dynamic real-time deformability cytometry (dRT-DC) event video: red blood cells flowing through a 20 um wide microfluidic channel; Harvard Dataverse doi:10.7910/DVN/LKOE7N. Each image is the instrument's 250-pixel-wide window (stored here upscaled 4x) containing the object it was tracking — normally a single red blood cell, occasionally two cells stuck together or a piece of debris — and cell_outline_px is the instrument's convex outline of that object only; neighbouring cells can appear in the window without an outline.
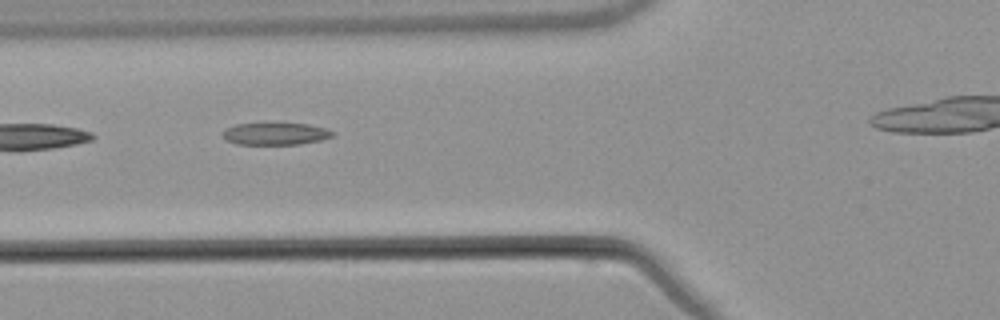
{"species": "common noctule bat (a hibernating species)", "species_latin": "Nyctalus noctula", "temperature_condition": "warm", "stored_images_in_passage": 7, "camera_frame_rate_fps": 3000, "um_per_image_px": 0.085, "animal": {"sex": "male", "body_mass_g": 21.5, "forearm_length_mm": 52.0}, "frame": {"image": 1, "passage_image": 5, "time_ms": 5.0, "image_size_px": [1000, 320], "cell_outline_px": [[332, 136], [320, 140], [300, 144], [236, 144], [224, 140], [220, 132], [236, 124], [308, 124], [324, 128], [332, 132]], "centroid_in_image_um": [23.33, 11.38], "position_along_channel_um": 102.5, "area_um2": 13.93}}
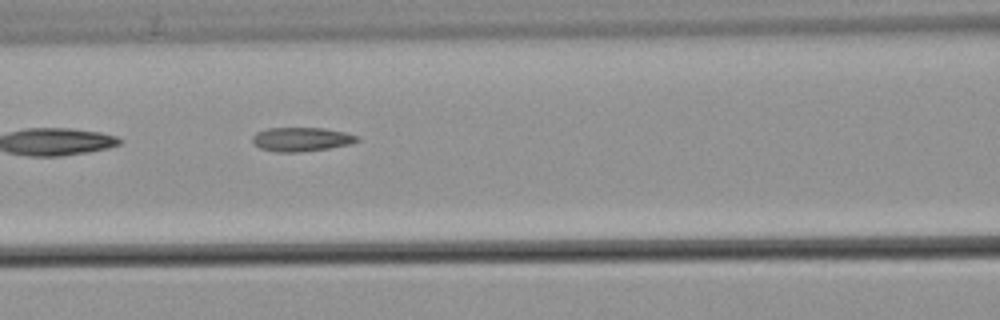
{"frame": {"image": 2, "passage_image": 6, "time_ms": 6.0, "image_size_px": [1000, 320], "cell_outline_px": [[360, 140], [348, 144], [328, 148], [300, 152], [276, 152], [260, 148], [252, 140], [252, 136], [256, 132], [268, 128], [324, 128], [344, 132], [360, 136]], "centroid_in_image_um": [25.62, 11.83], "position_along_channel_um": 141.0, "area_um2": 14.57}}